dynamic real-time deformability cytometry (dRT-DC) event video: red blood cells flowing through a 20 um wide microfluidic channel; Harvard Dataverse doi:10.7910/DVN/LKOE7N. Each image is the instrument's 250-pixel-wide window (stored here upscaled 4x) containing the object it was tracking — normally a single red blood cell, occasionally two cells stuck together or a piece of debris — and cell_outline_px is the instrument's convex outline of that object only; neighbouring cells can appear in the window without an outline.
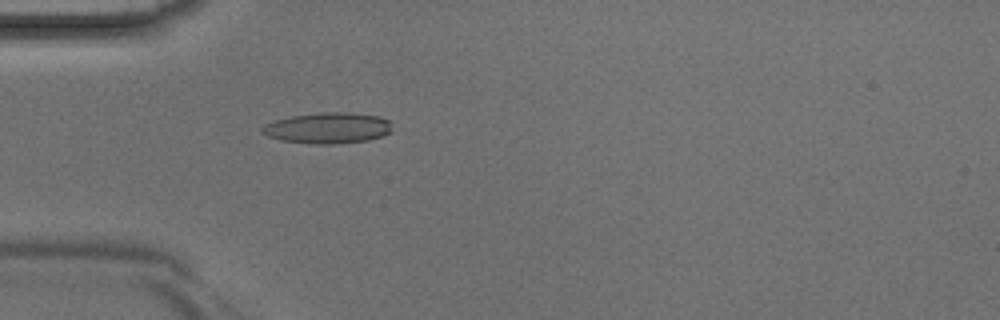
{"species": "Egyptian fruit bat (a non-hibernating species)", "species_latin": "Rousettus aegyptiacus", "temperature_condition": "room temperature", "stored_images_in_passage": 37, "camera_frame_rate_fps": 3000, "um_per_image_px": 0.085, "animal": {"sex": "male"}, "frame": {"image": 1, "passage_image": 7, "time_ms": 2.0, "image_size_px": [1000, 320], "cell_outline_px": [[392, 132], [368, 140], [332, 144], [312, 144], [280, 140], [268, 136], [260, 132], [260, 128], [264, 124], [276, 120], [292, 116], [320, 112], [344, 112], [380, 116], [388, 120]], "centroid_in_image_um": [27.83, 10.88], "position_along_channel_um": 57.2, "area_um2": 23.41}}
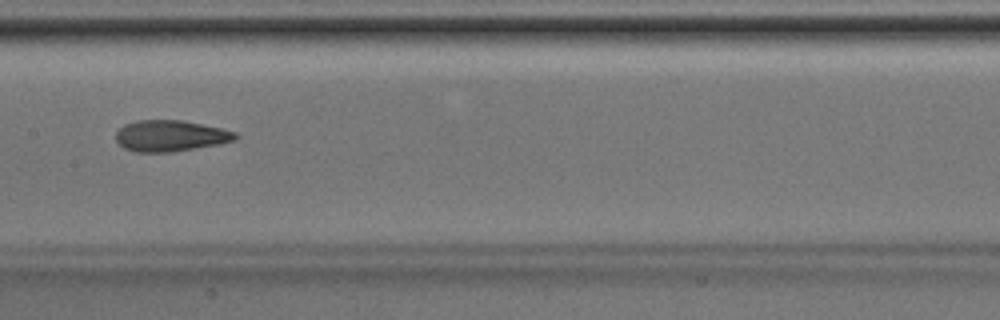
{"frame": {"image": 2, "passage_image": 16, "time_ms": 5.0, "image_size_px": [1000, 320], "cell_outline_px": [[240, 136], [236, 140], [220, 144], [172, 152], [136, 152], [124, 148], [116, 140], [116, 132], [124, 124], [136, 120], [180, 120], [220, 128], [236, 132]], "centroid_in_image_um": [14.49, 11.55], "position_along_channel_um": 192.9, "area_um2": 21.73}}
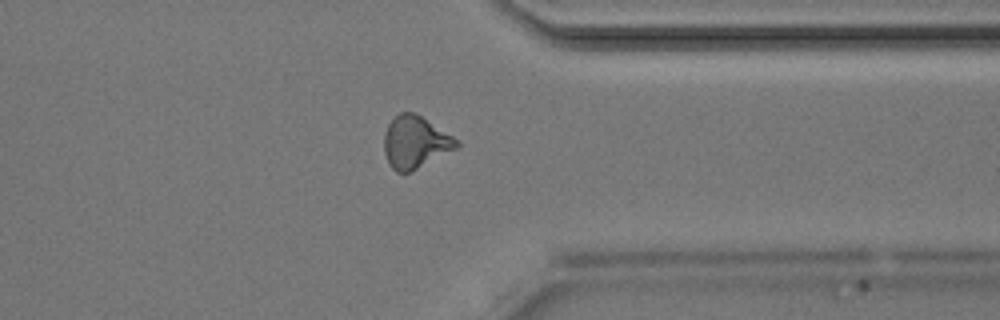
{"frame": {"image": 3, "passage_image": 28, "time_ms": 9.0, "image_size_px": [1000, 320], "cell_outline_px": [[460, 144], [456, 148], [412, 172], [396, 172], [392, 168], [384, 152], [384, 132], [388, 124], [400, 112], [412, 112], [420, 116], [460, 140]], "centroid_in_image_um": [35.29, 12.1], "position_along_channel_um": 376.1, "area_um2": 21.91}}